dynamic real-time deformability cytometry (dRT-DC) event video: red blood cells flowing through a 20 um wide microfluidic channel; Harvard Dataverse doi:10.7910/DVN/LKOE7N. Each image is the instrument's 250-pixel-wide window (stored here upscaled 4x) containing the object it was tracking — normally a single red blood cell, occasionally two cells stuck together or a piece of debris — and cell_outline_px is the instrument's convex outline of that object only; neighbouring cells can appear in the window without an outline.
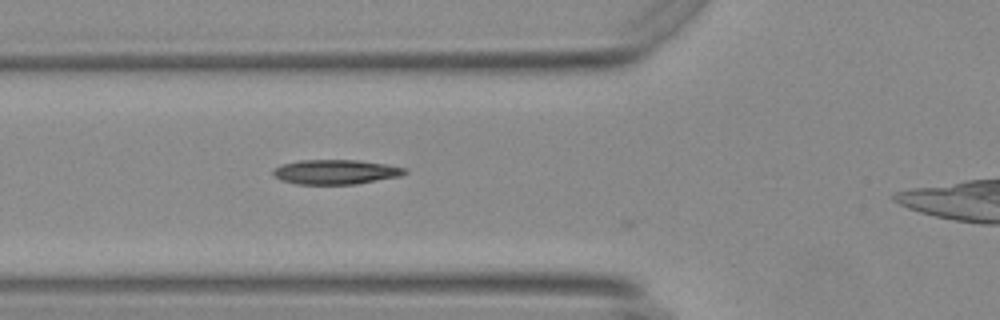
{"species": "Egyptian fruit bat (a non-hibernating species)", "species_latin": "Rousettus aegyptiacus", "temperature_condition": "warm", "stored_images_in_passage": 32, "camera_frame_rate_fps": 3000, "um_per_image_px": 0.085, "animal": {"sex": "female"}, "frame": {"image": 1, "passage_image": 4, "time_ms": 1.0, "image_size_px": [1000, 320], "cell_outline_px": [[408, 172], [400, 176], [356, 184], [296, 184], [280, 180], [272, 172], [280, 164], [300, 160], [360, 160], [388, 164], [404, 168]], "centroid_in_image_um": [28.54, 14.61], "position_along_channel_um": 97.3, "area_um2": 18.9}}
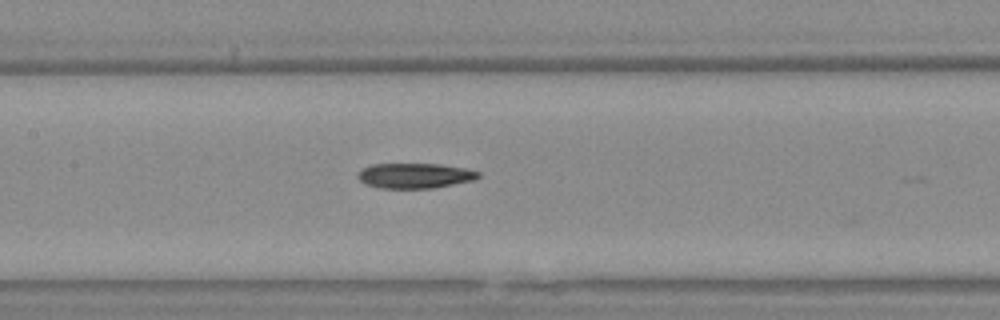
{"frame": {"image": 2, "passage_image": 10, "time_ms": 3.0, "image_size_px": [1000, 320], "cell_outline_px": [[480, 176], [472, 180], [432, 188], [380, 188], [368, 184], [360, 180], [356, 176], [364, 168], [372, 164], [440, 164], [464, 168], [480, 172]], "centroid_in_image_um": [35.26, 14.93], "position_along_channel_um": 172.1, "area_um2": 17.34}}
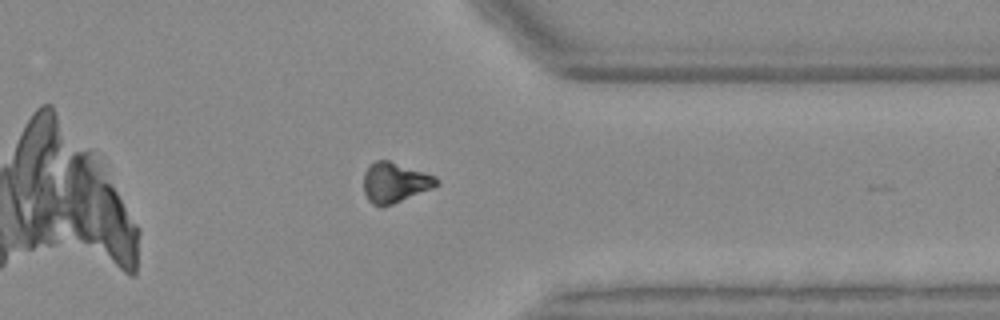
{"frame": {"image": 3, "passage_image": 27, "time_ms": 8.667, "image_size_px": [1000, 320], "cell_outline_px": [[436, 184], [432, 188], [392, 204], [372, 204], [368, 200], [364, 192], [364, 172], [376, 160], [388, 160], [436, 176]], "centroid_in_image_um": [33.54, 15.5], "position_along_channel_um": 377.9, "area_um2": 16.47}}